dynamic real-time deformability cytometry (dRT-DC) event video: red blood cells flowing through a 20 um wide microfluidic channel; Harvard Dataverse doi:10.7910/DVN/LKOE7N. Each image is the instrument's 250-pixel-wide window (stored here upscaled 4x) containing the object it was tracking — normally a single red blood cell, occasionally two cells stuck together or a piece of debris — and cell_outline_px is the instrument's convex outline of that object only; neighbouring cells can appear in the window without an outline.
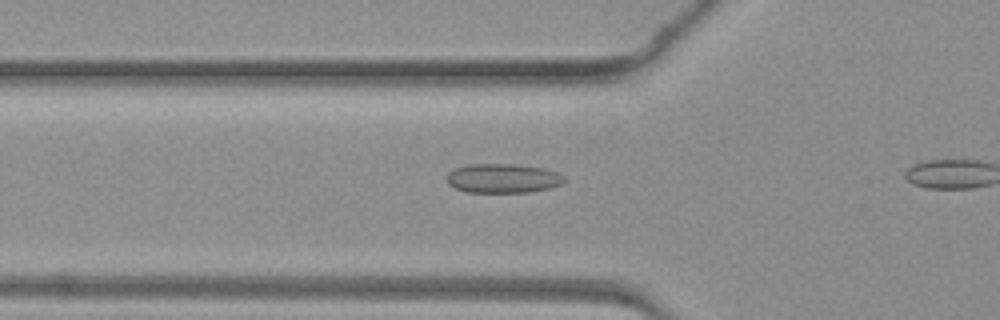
{"species": "common noctule bat (a hibernating species)", "species_latin": "Nyctalus noctula", "temperature_condition": "warm", "stored_images_in_passage": 5, "camera_frame_rate_fps": 3000, "um_per_image_px": 0.085, "animal": {"sex": "female", "body_mass_g": 19.3, "forearm_length_mm": 54.1}, "frame": {"image": 1, "passage_image": 3, "time_ms": 0.667, "image_size_px": [1000, 320], "cell_outline_px": [[568, 180], [560, 184], [548, 188], [528, 192], [464, 192], [448, 184], [448, 172], [456, 168], [468, 164], [512, 164], [544, 168], [556, 172], [564, 176]], "centroid_in_image_um": [42.75, 15.15], "position_along_channel_um": 83.1, "area_um2": 19.94}}